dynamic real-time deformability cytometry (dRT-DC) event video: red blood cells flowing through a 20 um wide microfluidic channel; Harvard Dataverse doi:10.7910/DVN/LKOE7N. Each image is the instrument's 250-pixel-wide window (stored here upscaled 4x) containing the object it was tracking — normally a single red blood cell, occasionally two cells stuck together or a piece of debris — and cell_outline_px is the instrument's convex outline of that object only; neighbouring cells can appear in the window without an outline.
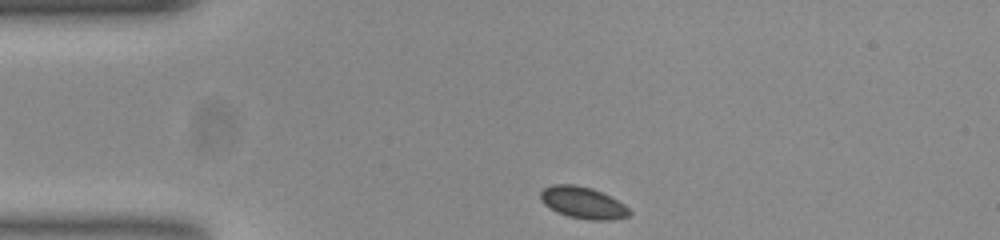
{"species": "common noctule bat (a hibernating species)", "species_latin": "Nyctalus noctula", "temperature_condition": "room temperature", "stored_images_in_passage": 44, "camera_frame_rate_fps": 3000, "um_per_image_px": 0.085, "animal": {"sex": "female", "body_mass_g": 23.0, "forearm_length_mm": 53.4}, "frame": {"image": 1, "passage_image": 1, "time_ms": 0.0, "image_size_px": [1000, 240], "cell_outline_px": [[632, 212], [628, 216], [612, 220], [588, 220], [568, 216], [556, 212], [544, 204], [540, 200], [540, 192], [544, 188], [552, 184], [572, 184], [592, 188], [624, 204]], "centroid_in_image_um": [49.52, 17.23], "position_along_channel_um": 35.5, "area_um2": 16.42}}
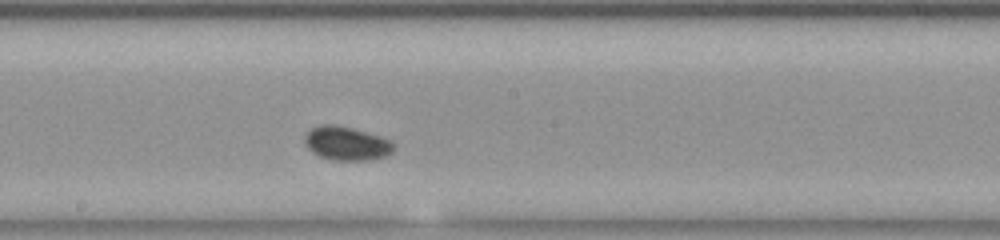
{"frame": {"image": 2, "passage_image": 19, "time_ms": 6.0, "image_size_px": [1000, 240], "cell_outline_px": [[392, 152], [388, 156], [368, 160], [332, 160], [320, 156], [312, 152], [304, 144], [304, 136], [312, 128], [324, 124], [336, 124], [352, 128], [380, 136], [392, 140]], "centroid_in_image_um": [29.44, 12.19], "position_along_channel_um": 218.8, "area_um2": 17.51}}
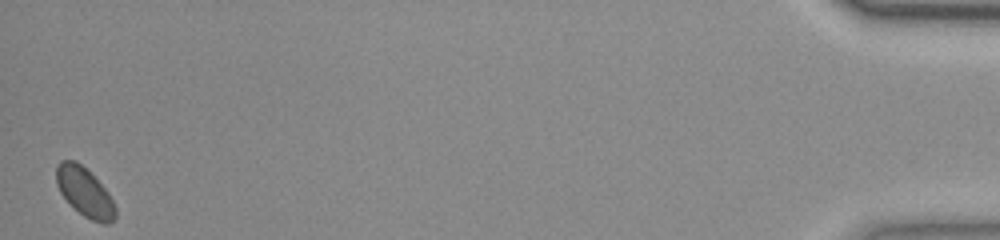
{"frame": {"image": 3, "passage_image": 44, "time_ms": 14.333, "image_size_px": [1000, 240], "cell_outline_px": [[116, 216], [108, 224], [104, 224], [92, 220], [84, 216], [60, 192], [56, 184], [56, 164], [60, 160], [76, 160], [108, 192], [116, 208]], "centroid_in_image_um": [7.19, 16.32], "position_along_channel_um": 428.0, "area_um2": 16.42}, "authors_computed_cell_mechanics": {"area_um2": 16.6753, "velocity_mm_per_s": 3.6747, "shape_relaxation_time_tau1_ms": 3.8919, "shape_relaxation_time_tau2_ms": null, "deformation_change_tau1": 0.0734, "deformation_change_tau2": null}}